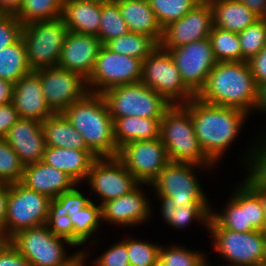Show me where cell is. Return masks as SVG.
Listing matches in <instances>:
<instances>
[{"label": "cell", "mask_w": 266, "mask_h": 266, "mask_svg": "<svg viewBox=\"0 0 266 266\" xmlns=\"http://www.w3.org/2000/svg\"><path fill=\"white\" fill-rule=\"evenodd\" d=\"M184 106L189 110L194 132L207 157L216 165L240 133L248 113L192 98Z\"/></svg>", "instance_id": "cell-1"}, {"label": "cell", "mask_w": 266, "mask_h": 266, "mask_svg": "<svg viewBox=\"0 0 266 266\" xmlns=\"http://www.w3.org/2000/svg\"><path fill=\"white\" fill-rule=\"evenodd\" d=\"M196 97L209 104L250 114L255 108L257 85L248 62H217Z\"/></svg>", "instance_id": "cell-2"}, {"label": "cell", "mask_w": 266, "mask_h": 266, "mask_svg": "<svg viewBox=\"0 0 266 266\" xmlns=\"http://www.w3.org/2000/svg\"><path fill=\"white\" fill-rule=\"evenodd\" d=\"M62 114L81 133L87 147L97 157H116L113 118L100 93L88 92L67 107Z\"/></svg>", "instance_id": "cell-3"}, {"label": "cell", "mask_w": 266, "mask_h": 266, "mask_svg": "<svg viewBox=\"0 0 266 266\" xmlns=\"http://www.w3.org/2000/svg\"><path fill=\"white\" fill-rule=\"evenodd\" d=\"M160 139L170 162L196 164L199 168L215 165L201 148L191 114L184 105H171L165 111L160 124Z\"/></svg>", "instance_id": "cell-4"}, {"label": "cell", "mask_w": 266, "mask_h": 266, "mask_svg": "<svg viewBox=\"0 0 266 266\" xmlns=\"http://www.w3.org/2000/svg\"><path fill=\"white\" fill-rule=\"evenodd\" d=\"M101 95L112 118L139 116L162 119L171 106L160 94L142 82L111 87Z\"/></svg>", "instance_id": "cell-5"}, {"label": "cell", "mask_w": 266, "mask_h": 266, "mask_svg": "<svg viewBox=\"0 0 266 266\" xmlns=\"http://www.w3.org/2000/svg\"><path fill=\"white\" fill-rule=\"evenodd\" d=\"M9 241L32 266H76L80 253L68 256L63 243L73 245L55 236L46 224L21 230Z\"/></svg>", "instance_id": "cell-6"}, {"label": "cell", "mask_w": 266, "mask_h": 266, "mask_svg": "<svg viewBox=\"0 0 266 266\" xmlns=\"http://www.w3.org/2000/svg\"><path fill=\"white\" fill-rule=\"evenodd\" d=\"M68 32L62 17L23 25L21 38L32 71L55 67Z\"/></svg>", "instance_id": "cell-7"}, {"label": "cell", "mask_w": 266, "mask_h": 266, "mask_svg": "<svg viewBox=\"0 0 266 266\" xmlns=\"http://www.w3.org/2000/svg\"><path fill=\"white\" fill-rule=\"evenodd\" d=\"M140 82L171 105H184L196 95L184 84L170 53L158 46L143 62Z\"/></svg>", "instance_id": "cell-8"}, {"label": "cell", "mask_w": 266, "mask_h": 266, "mask_svg": "<svg viewBox=\"0 0 266 266\" xmlns=\"http://www.w3.org/2000/svg\"><path fill=\"white\" fill-rule=\"evenodd\" d=\"M50 201L48 196L27 188L21 182L9 184L5 240L21 230L46 224Z\"/></svg>", "instance_id": "cell-9"}, {"label": "cell", "mask_w": 266, "mask_h": 266, "mask_svg": "<svg viewBox=\"0 0 266 266\" xmlns=\"http://www.w3.org/2000/svg\"><path fill=\"white\" fill-rule=\"evenodd\" d=\"M213 248L233 265L266 266V240L262 231L247 233L224 228H208Z\"/></svg>", "instance_id": "cell-10"}, {"label": "cell", "mask_w": 266, "mask_h": 266, "mask_svg": "<svg viewBox=\"0 0 266 266\" xmlns=\"http://www.w3.org/2000/svg\"><path fill=\"white\" fill-rule=\"evenodd\" d=\"M142 62L138 58L112 52L102 45L86 80L89 92L101 94L111 87L140 82Z\"/></svg>", "instance_id": "cell-11"}, {"label": "cell", "mask_w": 266, "mask_h": 266, "mask_svg": "<svg viewBox=\"0 0 266 266\" xmlns=\"http://www.w3.org/2000/svg\"><path fill=\"white\" fill-rule=\"evenodd\" d=\"M196 164L169 162L149 184L157 196H169L176 207H186L192 202H208L198 176Z\"/></svg>", "instance_id": "cell-12"}, {"label": "cell", "mask_w": 266, "mask_h": 266, "mask_svg": "<svg viewBox=\"0 0 266 266\" xmlns=\"http://www.w3.org/2000/svg\"><path fill=\"white\" fill-rule=\"evenodd\" d=\"M86 180L102 199L100 205L130 193L140 184L117 156L97 157Z\"/></svg>", "instance_id": "cell-13"}, {"label": "cell", "mask_w": 266, "mask_h": 266, "mask_svg": "<svg viewBox=\"0 0 266 266\" xmlns=\"http://www.w3.org/2000/svg\"><path fill=\"white\" fill-rule=\"evenodd\" d=\"M167 51L177 66L184 84L197 95L217 63L210 39L197 40Z\"/></svg>", "instance_id": "cell-14"}, {"label": "cell", "mask_w": 266, "mask_h": 266, "mask_svg": "<svg viewBox=\"0 0 266 266\" xmlns=\"http://www.w3.org/2000/svg\"><path fill=\"white\" fill-rule=\"evenodd\" d=\"M34 72L40 77L45 101L54 113H62L89 92L86 79L67 69L55 66Z\"/></svg>", "instance_id": "cell-15"}, {"label": "cell", "mask_w": 266, "mask_h": 266, "mask_svg": "<svg viewBox=\"0 0 266 266\" xmlns=\"http://www.w3.org/2000/svg\"><path fill=\"white\" fill-rule=\"evenodd\" d=\"M117 157L140 183L148 186L170 162L160 138L129 142L119 149Z\"/></svg>", "instance_id": "cell-16"}, {"label": "cell", "mask_w": 266, "mask_h": 266, "mask_svg": "<svg viewBox=\"0 0 266 266\" xmlns=\"http://www.w3.org/2000/svg\"><path fill=\"white\" fill-rule=\"evenodd\" d=\"M213 28V14L208 0H202L179 20L163 28L159 46L164 50L209 38Z\"/></svg>", "instance_id": "cell-17"}, {"label": "cell", "mask_w": 266, "mask_h": 266, "mask_svg": "<svg viewBox=\"0 0 266 266\" xmlns=\"http://www.w3.org/2000/svg\"><path fill=\"white\" fill-rule=\"evenodd\" d=\"M101 46L97 36L68 31L57 66L77 73L87 80Z\"/></svg>", "instance_id": "cell-18"}, {"label": "cell", "mask_w": 266, "mask_h": 266, "mask_svg": "<svg viewBox=\"0 0 266 266\" xmlns=\"http://www.w3.org/2000/svg\"><path fill=\"white\" fill-rule=\"evenodd\" d=\"M140 183L130 193L101 204V220L114 225L137 226L148 220L151 205Z\"/></svg>", "instance_id": "cell-19"}, {"label": "cell", "mask_w": 266, "mask_h": 266, "mask_svg": "<svg viewBox=\"0 0 266 266\" xmlns=\"http://www.w3.org/2000/svg\"><path fill=\"white\" fill-rule=\"evenodd\" d=\"M4 139L24 166L43 160L46 149L42 122L19 118Z\"/></svg>", "instance_id": "cell-20"}, {"label": "cell", "mask_w": 266, "mask_h": 266, "mask_svg": "<svg viewBox=\"0 0 266 266\" xmlns=\"http://www.w3.org/2000/svg\"><path fill=\"white\" fill-rule=\"evenodd\" d=\"M12 103L19 118L43 122L54 114L45 101L40 77L34 71L14 84Z\"/></svg>", "instance_id": "cell-21"}, {"label": "cell", "mask_w": 266, "mask_h": 266, "mask_svg": "<svg viewBox=\"0 0 266 266\" xmlns=\"http://www.w3.org/2000/svg\"><path fill=\"white\" fill-rule=\"evenodd\" d=\"M21 183L27 188L55 199L63 192L70 191L77 183L66 173L43 161L24 167Z\"/></svg>", "instance_id": "cell-22"}, {"label": "cell", "mask_w": 266, "mask_h": 266, "mask_svg": "<svg viewBox=\"0 0 266 266\" xmlns=\"http://www.w3.org/2000/svg\"><path fill=\"white\" fill-rule=\"evenodd\" d=\"M97 156L91 150L46 146L43 162L69 175L77 184L87 179Z\"/></svg>", "instance_id": "cell-23"}, {"label": "cell", "mask_w": 266, "mask_h": 266, "mask_svg": "<svg viewBox=\"0 0 266 266\" xmlns=\"http://www.w3.org/2000/svg\"><path fill=\"white\" fill-rule=\"evenodd\" d=\"M118 7L130 32L152 37L158 44L163 35V28L156 19L148 0H122Z\"/></svg>", "instance_id": "cell-24"}, {"label": "cell", "mask_w": 266, "mask_h": 266, "mask_svg": "<svg viewBox=\"0 0 266 266\" xmlns=\"http://www.w3.org/2000/svg\"><path fill=\"white\" fill-rule=\"evenodd\" d=\"M101 3L81 0H63L62 18L68 31L98 35Z\"/></svg>", "instance_id": "cell-25"}, {"label": "cell", "mask_w": 266, "mask_h": 266, "mask_svg": "<svg viewBox=\"0 0 266 266\" xmlns=\"http://www.w3.org/2000/svg\"><path fill=\"white\" fill-rule=\"evenodd\" d=\"M213 14V26L240 33L259 17L239 0H208Z\"/></svg>", "instance_id": "cell-26"}, {"label": "cell", "mask_w": 266, "mask_h": 266, "mask_svg": "<svg viewBox=\"0 0 266 266\" xmlns=\"http://www.w3.org/2000/svg\"><path fill=\"white\" fill-rule=\"evenodd\" d=\"M161 119L139 116L113 118L114 140L118 150L132 141L160 138Z\"/></svg>", "instance_id": "cell-27"}, {"label": "cell", "mask_w": 266, "mask_h": 266, "mask_svg": "<svg viewBox=\"0 0 266 266\" xmlns=\"http://www.w3.org/2000/svg\"><path fill=\"white\" fill-rule=\"evenodd\" d=\"M229 201L221 212L211 210L208 228H224L242 233L254 231L252 226H247L244 181L239 184Z\"/></svg>", "instance_id": "cell-28"}, {"label": "cell", "mask_w": 266, "mask_h": 266, "mask_svg": "<svg viewBox=\"0 0 266 266\" xmlns=\"http://www.w3.org/2000/svg\"><path fill=\"white\" fill-rule=\"evenodd\" d=\"M46 146L70 148L75 150H90L73 125L62 113H54L42 122Z\"/></svg>", "instance_id": "cell-29"}, {"label": "cell", "mask_w": 266, "mask_h": 266, "mask_svg": "<svg viewBox=\"0 0 266 266\" xmlns=\"http://www.w3.org/2000/svg\"><path fill=\"white\" fill-rule=\"evenodd\" d=\"M161 200V215L165 223L171 227L185 229L191 221H199L208 230L211 217V208L208 202H192L186 207H176L174 200L169 196H157Z\"/></svg>", "instance_id": "cell-30"}, {"label": "cell", "mask_w": 266, "mask_h": 266, "mask_svg": "<svg viewBox=\"0 0 266 266\" xmlns=\"http://www.w3.org/2000/svg\"><path fill=\"white\" fill-rule=\"evenodd\" d=\"M31 72L22 38L0 50V78L15 84L21 77Z\"/></svg>", "instance_id": "cell-31"}, {"label": "cell", "mask_w": 266, "mask_h": 266, "mask_svg": "<svg viewBox=\"0 0 266 266\" xmlns=\"http://www.w3.org/2000/svg\"><path fill=\"white\" fill-rule=\"evenodd\" d=\"M105 46L112 52L144 61L159 44L150 36L129 32L108 41Z\"/></svg>", "instance_id": "cell-32"}, {"label": "cell", "mask_w": 266, "mask_h": 266, "mask_svg": "<svg viewBox=\"0 0 266 266\" xmlns=\"http://www.w3.org/2000/svg\"><path fill=\"white\" fill-rule=\"evenodd\" d=\"M70 219L73 224V247H80L99 229L102 222L101 205L92 202L86 208L76 211Z\"/></svg>", "instance_id": "cell-33"}, {"label": "cell", "mask_w": 266, "mask_h": 266, "mask_svg": "<svg viewBox=\"0 0 266 266\" xmlns=\"http://www.w3.org/2000/svg\"><path fill=\"white\" fill-rule=\"evenodd\" d=\"M63 0H22L19 11L15 14L23 24L52 20L62 16Z\"/></svg>", "instance_id": "cell-34"}, {"label": "cell", "mask_w": 266, "mask_h": 266, "mask_svg": "<svg viewBox=\"0 0 266 266\" xmlns=\"http://www.w3.org/2000/svg\"><path fill=\"white\" fill-rule=\"evenodd\" d=\"M130 31L121 16L117 2H105L101 5V19L97 37L105 45L111 39L128 34Z\"/></svg>", "instance_id": "cell-35"}, {"label": "cell", "mask_w": 266, "mask_h": 266, "mask_svg": "<svg viewBox=\"0 0 266 266\" xmlns=\"http://www.w3.org/2000/svg\"><path fill=\"white\" fill-rule=\"evenodd\" d=\"M262 140H258L259 145L254 144V147L248 150V155L246 156V167L249 170L247 176L243 181L252 190H265L266 191V135L262 136ZM261 141V142H260ZM262 143V144H261ZM256 145V146H255ZM253 149V150H252Z\"/></svg>", "instance_id": "cell-36"}, {"label": "cell", "mask_w": 266, "mask_h": 266, "mask_svg": "<svg viewBox=\"0 0 266 266\" xmlns=\"http://www.w3.org/2000/svg\"><path fill=\"white\" fill-rule=\"evenodd\" d=\"M209 39L217 62H241L238 33L213 26Z\"/></svg>", "instance_id": "cell-37"}, {"label": "cell", "mask_w": 266, "mask_h": 266, "mask_svg": "<svg viewBox=\"0 0 266 266\" xmlns=\"http://www.w3.org/2000/svg\"><path fill=\"white\" fill-rule=\"evenodd\" d=\"M162 28L179 20L202 0H148Z\"/></svg>", "instance_id": "cell-38"}, {"label": "cell", "mask_w": 266, "mask_h": 266, "mask_svg": "<svg viewBox=\"0 0 266 266\" xmlns=\"http://www.w3.org/2000/svg\"><path fill=\"white\" fill-rule=\"evenodd\" d=\"M92 202L93 200L86 198L75 186L70 191L63 192L55 199H51L48 218H60L66 215L71 217L76 211L86 208Z\"/></svg>", "instance_id": "cell-39"}, {"label": "cell", "mask_w": 266, "mask_h": 266, "mask_svg": "<svg viewBox=\"0 0 266 266\" xmlns=\"http://www.w3.org/2000/svg\"><path fill=\"white\" fill-rule=\"evenodd\" d=\"M238 38L241 47V62L248 61L266 45V19L259 18L238 33Z\"/></svg>", "instance_id": "cell-40"}, {"label": "cell", "mask_w": 266, "mask_h": 266, "mask_svg": "<svg viewBox=\"0 0 266 266\" xmlns=\"http://www.w3.org/2000/svg\"><path fill=\"white\" fill-rule=\"evenodd\" d=\"M24 164L4 138H0V184L21 182Z\"/></svg>", "instance_id": "cell-41"}, {"label": "cell", "mask_w": 266, "mask_h": 266, "mask_svg": "<svg viewBox=\"0 0 266 266\" xmlns=\"http://www.w3.org/2000/svg\"><path fill=\"white\" fill-rule=\"evenodd\" d=\"M206 256L199 251L185 249L178 244L168 248L160 247L159 260L166 266H202L206 263Z\"/></svg>", "instance_id": "cell-42"}, {"label": "cell", "mask_w": 266, "mask_h": 266, "mask_svg": "<svg viewBox=\"0 0 266 266\" xmlns=\"http://www.w3.org/2000/svg\"><path fill=\"white\" fill-rule=\"evenodd\" d=\"M126 246L131 266H153L159 260L161 245L135 238H127Z\"/></svg>", "instance_id": "cell-43"}, {"label": "cell", "mask_w": 266, "mask_h": 266, "mask_svg": "<svg viewBox=\"0 0 266 266\" xmlns=\"http://www.w3.org/2000/svg\"><path fill=\"white\" fill-rule=\"evenodd\" d=\"M245 208L247 226H252L256 231H262L266 217L259 196L245 183Z\"/></svg>", "instance_id": "cell-44"}, {"label": "cell", "mask_w": 266, "mask_h": 266, "mask_svg": "<svg viewBox=\"0 0 266 266\" xmlns=\"http://www.w3.org/2000/svg\"><path fill=\"white\" fill-rule=\"evenodd\" d=\"M23 24L14 14L0 15V50L21 38Z\"/></svg>", "instance_id": "cell-45"}, {"label": "cell", "mask_w": 266, "mask_h": 266, "mask_svg": "<svg viewBox=\"0 0 266 266\" xmlns=\"http://www.w3.org/2000/svg\"><path fill=\"white\" fill-rule=\"evenodd\" d=\"M95 260H93V264L96 266H131L128 257L126 239L111 246Z\"/></svg>", "instance_id": "cell-46"}, {"label": "cell", "mask_w": 266, "mask_h": 266, "mask_svg": "<svg viewBox=\"0 0 266 266\" xmlns=\"http://www.w3.org/2000/svg\"><path fill=\"white\" fill-rule=\"evenodd\" d=\"M0 266H32L29 261L10 243L0 242Z\"/></svg>", "instance_id": "cell-47"}, {"label": "cell", "mask_w": 266, "mask_h": 266, "mask_svg": "<svg viewBox=\"0 0 266 266\" xmlns=\"http://www.w3.org/2000/svg\"><path fill=\"white\" fill-rule=\"evenodd\" d=\"M46 226L55 236L66 239L73 245V224L68 215L47 218Z\"/></svg>", "instance_id": "cell-48"}, {"label": "cell", "mask_w": 266, "mask_h": 266, "mask_svg": "<svg viewBox=\"0 0 266 266\" xmlns=\"http://www.w3.org/2000/svg\"><path fill=\"white\" fill-rule=\"evenodd\" d=\"M248 65L254 77L255 83L259 84L266 82V45L259 51V53L248 61Z\"/></svg>", "instance_id": "cell-49"}, {"label": "cell", "mask_w": 266, "mask_h": 266, "mask_svg": "<svg viewBox=\"0 0 266 266\" xmlns=\"http://www.w3.org/2000/svg\"><path fill=\"white\" fill-rule=\"evenodd\" d=\"M19 119L12 102L0 105V138H4L10 128Z\"/></svg>", "instance_id": "cell-50"}, {"label": "cell", "mask_w": 266, "mask_h": 266, "mask_svg": "<svg viewBox=\"0 0 266 266\" xmlns=\"http://www.w3.org/2000/svg\"><path fill=\"white\" fill-rule=\"evenodd\" d=\"M8 197L9 184H0V237L2 240H5V221Z\"/></svg>", "instance_id": "cell-51"}, {"label": "cell", "mask_w": 266, "mask_h": 266, "mask_svg": "<svg viewBox=\"0 0 266 266\" xmlns=\"http://www.w3.org/2000/svg\"><path fill=\"white\" fill-rule=\"evenodd\" d=\"M13 91L14 83L0 78V105L12 102Z\"/></svg>", "instance_id": "cell-52"}, {"label": "cell", "mask_w": 266, "mask_h": 266, "mask_svg": "<svg viewBox=\"0 0 266 266\" xmlns=\"http://www.w3.org/2000/svg\"><path fill=\"white\" fill-rule=\"evenodd\" d=\"M252 10L259 18L266 17V0H239Z\"/></svg>", "instance_id": "cell-53"}, {"label": "cell", "mask_w": 266, "mask_h": 266, "mask_svg": "<svg viewBox=\"0 0 266 266\" xmlns=\"http://www.w3.org/2000/svg\"><path fill=\"white\" fill-rule=\"evenodd\" d=\"M22 5V0H0L2 14H16Z\"/></svg>", "instance_id": "cell-54"}, {"label": "cell", "mask_w": 266, "mask_h": 266, "mask_svg": "<svg viewBox=\"0 0 266 266\" xmlns=\"http://www.w3.org/2000/svg\"><path fill=\"white\" fill-rule=\"evenodd\" d=\"M266 113V82L257 86V98L254 111Z\"/></svg>", "instance_id": "cell-55"}, {"label": "cell", "mask_w": 266, "mask_h": 266, "mask_svg": "<svg viewBox=\"0 0 266 266\" xmlns=\"http://www.w3.org/2000/svg\"><path fill=\"white\" fill-rule=\"evenodd\" d=\"M88 255H89V253L85 251V248H84V250H80V253L77 256L76 266H85L86 262H84V261L86 260V258L88 259V257H87ZM94 266H96V265L94 264Z\"/></svg>", "instance_id": "cell-56"}, {"label": "cell", "mask_w": 266, "mask_h": 266, "mask_svg": "<svg viewBox=\"0 0 266 266\" xmlns=\"http://www.w3.org/2000/svg\"><path fill=\"white\" fill-rule=\"evenodd\" d=\"M253 191L259 196L266 217V191L265 190H253Z\"/></svg>", "instance_id": "cell-57"}, {"label": "cell", "mask_w": 266, "mask_h": 266, "mask_svg": "<svg viewBox=\"0 0 266 266\" xmlns=\"http://www.w3.org/2000/svg\"><path fill=\"white\" fill-rule=\"evenodd\" d=\"M81 1H89V2H94V3H105L108 2L109 0H81Z\"/></svg>", "instance_id": "cell-58"}, {"label": "cell", "mask_w": 266, "mask_h": 266, "mask_svg": "<svg viewBox=\"0 0 266 266\" xmlns=\"http://www.w3.org/2000/svg\"><path fill=\"white\" fill-rule=\"evenodd\" d=\"M153 266H166L162 261L158 260Z\"/></svg>", "instance_id": "cell-59"}, {"label": "cell", "mask_w": 266, "mask_h": 266, "mask_svg": "<svg viewBox=\"0 0 266 266\" xmlns=\"http://www.w3.org/2000/svg\"><path fill=\"white\" fill-rule=\"evenodd\" d=\"M262 233H263V236H264V238L266 240V223H265V225H264V227L262 229Z\"/></svg>", "instance_id": "cell-60"}, {"label": "cell", "mask_w": 266, "mask_h": 266, "mask_svg": "<svg viewBox=\"0 0 266 266\" xmlns=\"http://www.w3.org/2000/svg\"><path fill=\"white\" fill-rule=\"evenodd\" d=\"M110 2H119V1H122V0H109Z\"/></svg>", "instance_id": "cell-61"}, {"label": "cell", "mask_w": 266, "mask_h": 266, "mask_svg": "<svg viewBox=\"0 0 266 266\" xmlns=\"http://www.w3.org/2000/svg\"><path fill=\"white\" fill-rule=\"evenodd\" d=\"M227 266H245V265H233V264H230V265H227Z\"/></svg>", "instance_id": "cell-62"}, {"label": "cell", "mask_w": 266, "mask_h": 266, "mask_svg": "<svg viewBox=\"0 0 266 266\" xmlns=\"http://www.w3.org/2000/svg\"><path fill=\"white\" fill-rule=\"evenodd\" d=\"M208 264H209V263L206 262V263H204L202 266H210V265H208Z\"/></svg>", "instance_id": "cell-63"}]
</instances>
